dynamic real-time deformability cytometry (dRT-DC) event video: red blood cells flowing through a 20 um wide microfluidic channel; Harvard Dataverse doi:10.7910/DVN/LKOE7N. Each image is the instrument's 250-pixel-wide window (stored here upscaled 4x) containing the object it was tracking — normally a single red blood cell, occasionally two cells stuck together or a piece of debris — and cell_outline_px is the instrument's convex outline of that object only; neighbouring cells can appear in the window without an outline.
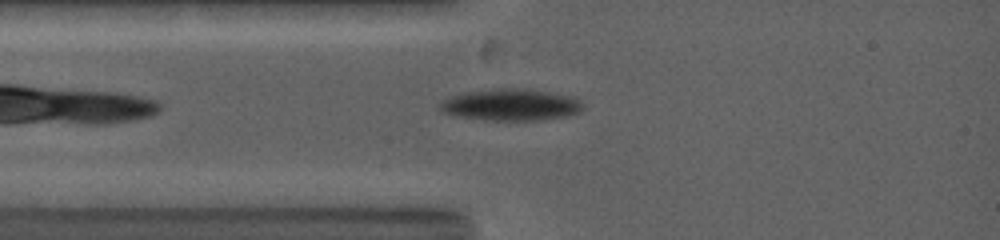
{"species": "common noctule bat (a hibernating species)", "species_latin": "Nyctalus noctula", "temperature_condition": "warm", "stored_images_in_passage": 26, "camera_frame_rate_fps": 5000, "um_per_image_px": 0.085, "animal": {"sex": "female", "body_mass_g": 19.0, "forearm_length_mm": 53.3}, "frame": {"image": 1, "passage_image": 1, "time_ms": 0.0, "image_size_px": [1000, 240], "cell_outline_px": [[584, 108], [580, 112], [568, 116], [540, 120], [492, 120], [456, 116], [444, 112], [440, 108], [440, 104], [448, 96], [460, 92], [504, 88], [520, 88], [548, 92], [572, 96], [580, 100], [584, 104]], "centroid_in_image_um": [43.45, 8.9], "position_along_channel_um": 41.6, "area_um2": 26.47}}
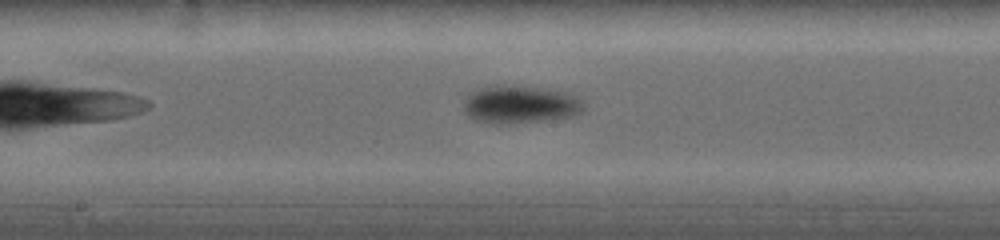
{"frame": {"image": 2, "passage_image": 16, "time_ms": 4.2, "image_size_px": [1000, 240], "cell_outline_px": [[584, 108], [580, 112], [572, 116], [544, 120], [508, 124], [492, 124], [468, 116], [464, 112], [464, 100], [472, 92], [480, 88], [496, 84], [516, 84], [548, 88], [568, 92], [580, 100], [584, 104]], "centroid_in_image_um": [44.21, 8.85], "position_along_channel_um": 204.0, "area_um2": 26.82}}
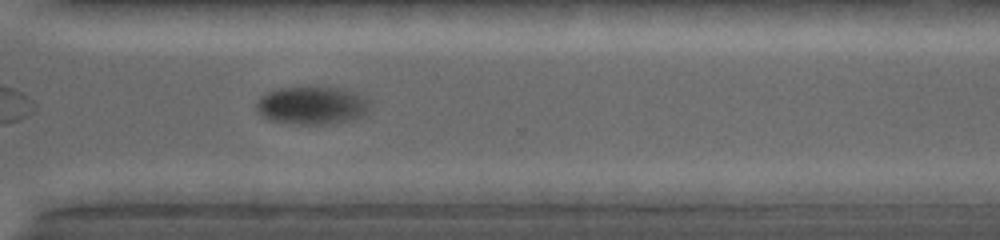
{"frame": {"image": 3, "passage_image": 26, "time_ms": 7.8, "image_size_px": [1000, 240], "cell_outline_px": [[368, 112], [352, 120], [332, 124], [288, 124], [272, 120], [256, 112], [256, 100], [268, 92], [280, 88], [308, 84], [336, 88], [352, 92], [368, 100]], "centroid_in_image_um": [26.47, 8.94], "position_along_channel_um": 344.1, "area_um2": 25.55}}